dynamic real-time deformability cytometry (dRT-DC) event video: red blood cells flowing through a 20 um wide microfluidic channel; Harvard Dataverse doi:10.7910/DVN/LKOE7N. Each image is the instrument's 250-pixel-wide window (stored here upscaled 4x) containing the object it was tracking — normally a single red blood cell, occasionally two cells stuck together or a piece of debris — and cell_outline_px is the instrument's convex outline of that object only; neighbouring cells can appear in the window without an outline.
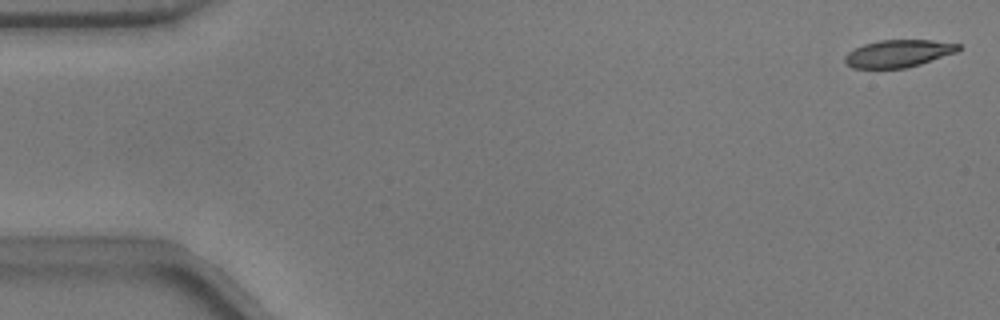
{"species": "common noctule bat (a hibernating species)", "species_latin": "Nyctalus noctula", "temperature_condition": "warm", "stored_images_in_passage": 52, "camera_frame_rate_fps": 3000, "um_per_image_px": 0.085, "animal": {"sex": "male", "body_mass_g": 17.9}, "frame": {"image": 1, "passage_image": 1, "time_ms": 0.0, "image_size_px": [1000, 320], "cell_outline_px": [[960, 48], [956, 52], [920, 64], [904, 68], [852, 68], [844, 64], [844, 56], [848, 52], [864, 44], [880, 40], [932, 40], [960, 44]], "centroid_in_image_um": [76.32, 4.55], "position_along_channel_um": 8.7, "area_um2": 18.03}}
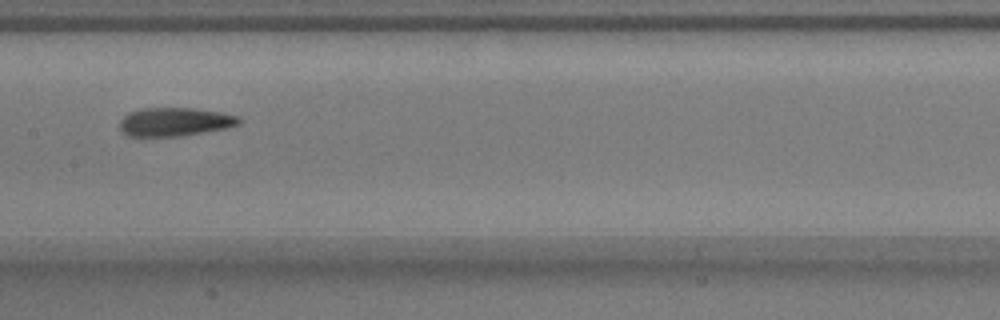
{"frame": {"image": 2, "passage_image": 26, "time_ms": 8.333, "image_size_px": [1000, 320], "cell_outline_px": [[244, 120], [240, 124], [228, 128], [180, 136], [128, 136], [120, 132], [120, 120], [128, 112], [140, 108], [192, 108], [220, 112], [240, 116]], "centroid_in_image_um": [14.88, 10.35], "position_along_channel_um": 192.5, "area_um2": 20.11}}
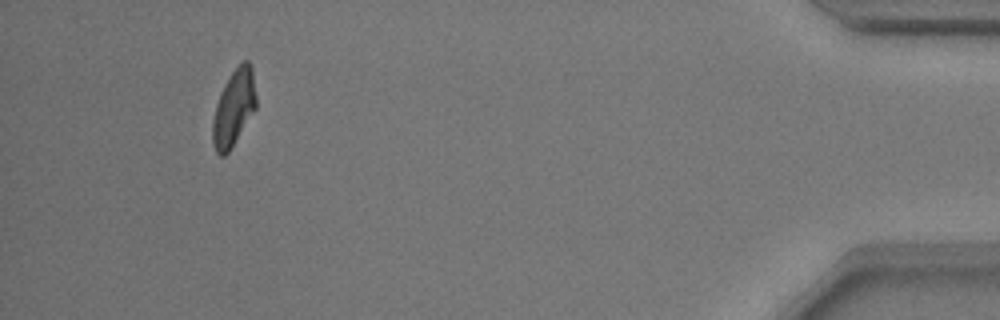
{"frame": {"image": 3, "passage_image": 49, "time_ms": 16.0, "image_size_px": [1000, 320], "cell_outline_px": [[256, 108], [228, 152], [224, 156], [220, 156], [216, 152], [212, 144], [212, 124], [216, 104], [220, 92], [232, 72], [244, 60], [248, 60], [252, 68], [256, 96]], "centroid_in_image_um": [19.86, 9.18], "position_along_channel_um": 415.3, "area_um2": 19.07}, "authors_computed_cell_mechanics": {"area_um2": 20.1144, "velocity_mm_per_s": 3.7954, "shape_relaxation_time_tau1_ms": 5.1755, "shape_relaxation_time_tau2_ms": 2.5516, "deformation_change_tau1": 0.1887, "deformation_change_tau2": 0.1037}}